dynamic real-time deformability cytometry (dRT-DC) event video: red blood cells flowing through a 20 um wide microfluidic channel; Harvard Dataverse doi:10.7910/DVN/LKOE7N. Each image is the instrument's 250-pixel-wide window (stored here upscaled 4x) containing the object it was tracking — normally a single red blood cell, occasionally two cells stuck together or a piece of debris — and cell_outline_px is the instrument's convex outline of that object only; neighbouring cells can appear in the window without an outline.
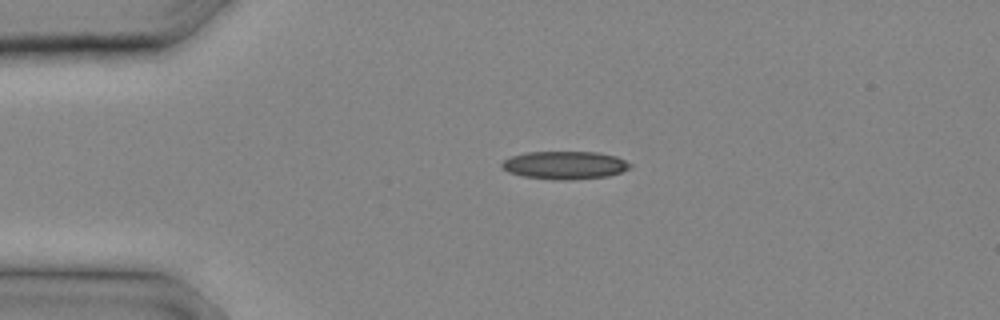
{"species": "common noctule bat (a hibernating species)", "species_latin": "Nyctalus noctula", "temperature_condition": "cold", "stored_images_in_passage": 10, "camera_frame_rate_fps": 3000, "um_per_image_px": 0.085, "animal": {"sex": "male", "body_mass_g": 20.4}, "frame": {"image": 1, "passage_image": 5, "time_ms": 1.333, "image_size_px": [1000, 320], "cell_outline_px": [[632, 168], [608, 176], [572, 180], [552, 180], [524, 176], [508, 172], [500, 164], [504, 160], [512, 156], [524, 152], [596, 152], [616, 156], [632, 164]], "centroid_in_image_um": [48.02, 14.04], "position_along_channel_um": 37.0, "area_um2": 20.98}}